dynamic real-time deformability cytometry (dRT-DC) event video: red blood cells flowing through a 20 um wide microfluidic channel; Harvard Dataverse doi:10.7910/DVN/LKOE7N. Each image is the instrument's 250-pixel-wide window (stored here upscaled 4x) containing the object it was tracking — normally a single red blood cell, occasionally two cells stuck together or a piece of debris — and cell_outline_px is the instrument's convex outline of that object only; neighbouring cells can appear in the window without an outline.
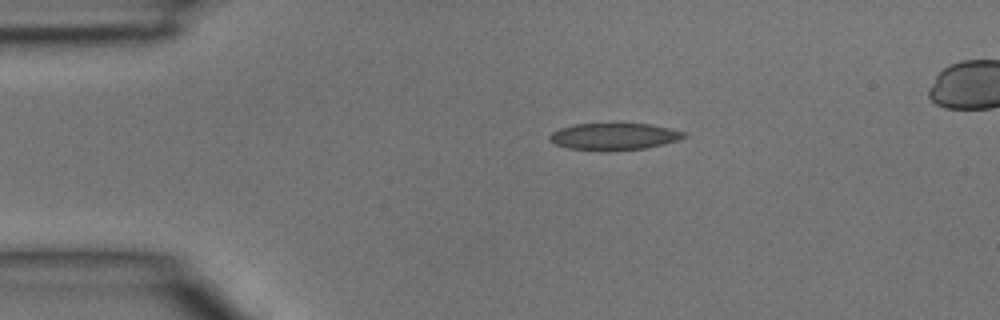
{"species": "common noctule bat (a hibernating species)", "species_latin": "Nyctalus noctula", "temperature_condition": "room temperature", "stored_images_in_passage": 3, "segment_of_instrument_passage": [1, 2], "camera_frame_rate_fps": 3000, "um_per_image_px": 0.085, "animal": {"sex": "male", "body_mass_g": 15.6}, "frame": {"image": 1, "passage_image": 1, "time_ms": 0.0, "image_size_px": [1000, 320], "cell_outline_px": [[688, 136], [664, 144], [644, 148], [568, 148], [556, 144], [548, 136], [552, 132], [560, 128], [572, 124], [620, 120], [648, 124], [688, 132]], "centroid_in_image_um": [52.23, 11.5], "position_along_channel_um": 32.8, "area_um2": 21.1}}